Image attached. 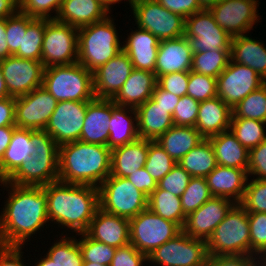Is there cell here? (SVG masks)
<instances>
[{"instance_id": "11a10c76", "label": "cell", "mask_w": 266, "mask_h": 266, "mask_svg": "<svg viewBox=\"0 0 266 266\" xmlns=\"http://www.w3.org/2000/svg\"><path fill=\"white\" fill-rule=\"evenodd\" d=\"M247 174L249 178L253 175L254 179L266 180V139L249 150Z\"/></svg>"}, {"instance_id": "ee69618b", "label": "cell", "mask_w": 266, "mask_h": 266, "mask_svg": "<svg viewBox=\"0 0 266 266\" xmlns=\"http://www.w3.org/2000/svg\"><path fill=\"white\" fill-rule=\"evenodd\" d=\"M177 163L156 142L149 140V150L144 168L158 183Z\"/></svg>"}, {"instance_id": "484cf974", "label": "cell", "mask_w": 266, "mask_h": 266, "mask_svg": "<svg viewBox=\"0 0 266 266\" xmlns=\"http://www.w3.org/2000/svg\"><path fill=\"white\" fill-rule=\"evenodd\" d=\"M232 108L220 97L199 103L195 128L205 138L230 130Z\"/></svg>"}, {"instance_id": "a7ac6f4b", "label": "cell", "mask_w": 266, "mask_h": 266, "mask_svg": "<svg viewBox=\"0 0 266 266\" xmlns=\"http://www.w3.org/2000/svg\"><path fill=\"white\" fill-rule=\"evenodd\" d=\"M7 97H10V96L8 94V90L5 85V80H4L3 73L1 70V66H0V99H4Z\"/></svg>"}, {"instance_id": "ac0fdd59", "label": "cell", "mask_w": 266, "mask_h": 266, "mask_svg": "<svg viewBox=\"0 0 266 266\" xmlns=\"http://www.w3.org/2000/svg\"><path fill=\"white\" fill-rule=\"evenodd\" d=\"M57 102L58 101L42 86L32 90L26 95L16 97V127L44 130L56 108Z\"/></svg>"}, {"instance_id": "d590c367", "label": "cell", "mask_w": 266, "mask_h": 266, "mask_svg": "<svg viewBox=\"0 0 266 266\" xmlns=\"http://www.w3.org/2000/svg\"><path fill=\"white\" fill-rule=\"evenodd\" d=\"M179 164L192 177H206L217 166L216 156L209 139H204L183 156Z\"/></svg>"}, {"instance_id": "7c38bea8", "label": "cell", "mask_w": 266, "mask_h": 266, "mask_svg": "<svg viewBox=\"0 0 266 266\" xmlns=\"http://www.w3.org/2000/svg\"><path fill=\"white\" fill-rule=\"evenodd\" d=\"M78 59V28L46 19L41 61L44 67L69 65Z\"/></svg>"}, {"instance_id": "5b68a950", "label": "cell", "mask_w": 266, "mask_h": 266, "mask_svg": "<svg viewBox=\"0 0 266 266\" xmlns=\"http://www.w3.org/2000/svg\"><path fill=\"white\" fill-rule=\"evenodd\" d=\"M114 19L104 20L78 28V59L92 73L122 51Z\"/></svg>"}, {"instance_id": "753ad0ef", "label": "cell", "mask_w": 266, "mask_h": 266, "mask_svg": "<svg viewBox=\"0 0 266 266\" xmlns=\"http://www.w3.org/2000/svg\"><path fill=\"white\" fill-rule=\"evenodd\" d=\"M83 266H110V265H104L96 262H83Z\"/></svg>"}, {"instance_id": "34e18365", "label": "cell", "mask_w": 266, "mask_h": 266, "mask_svg": "<svg viewBox=\"0 0 266 266\" xmlns=\"http://www.w3.org/2000/svg\"><path fill=\"white\" fill-rule=\"evenodd\" d=\"M259 263H260L262 266H266V253L262 254V255L259 257Z\"/></svg>"}, {"instance_id": "603a6c76", "label": "cell", "mask_w": 266, "mask_h": 266, "mask_svg": "<svg viewBox=\"0 0 266 266\" xmlns=\"http://www.w3.org/2000/svg\"><path fill=\"white\" fill-rule=\"evenodd\" d=\"M111 115L112 99L95 98L87 101V111L79 141L108 146Z\"/></svg>"}, {"instance_id": "ab89813d", "label": "cell", "mask_w": 266, "mask_h": 266, "mask_svg": "<svg viewBox=\"0 0 266 266\" xmlns=\"http://www.w3.org/2000/svg\"><path fill=\"white\" fill-rule=\"evenodd\" d=\"M74 237L59 236V240L57 239L46 252L57 266H83L82 252L77 238Z\"/></svg>"}, {"instance_id": "4fadbf2b", "label": "cell", "mask_w": 266, "mask_h": 266, "mask_svg": "<svg viewBox=\"0 0 266 266\" xmlns=\"http://www.w3.org/2000/svg\"><path fill=\"white\" fill-rule=\"evenodd\" d=\"M184 36L193 54L205 51L230 50L231 37L214 20L208 9L185 19Z\"/></svg>"}, {"instance_id": "cb8c5ba5", "label": "cell", "mask_w": 266, "mask_h": 266, "mask_svg": "<svg viewBox=\"0 0 266 266\" xmlns=\"http://www.w3.org/2000/svg\"><path fill=\"white\" fill-rule=\"evenodd\" d=\"M127 36L125 43L122 42V50L129 56L133 69L155 73L160 40L139 27Z\"/></svg>"}, {"instance_id": "277c9868", "label": "cell", "mask_w": 266, "mask_h": 266, "mask_svg": "<svg viewBox=\"0 0 266 266\" xmlns=\"http://www.w3.org/2000/svg\"><path fill=\"white\" fill-rule=\"evenodd\" d=\"M31 143L36 148L32 160L24 162L6 180L20 186H46L59 180V145L44 130L31 129Z\"/></svg>"}, {"instance_id": "7402d4cb", "label": "cell", "mask_w": 266, "mask_h": 266, "mask_svg": "<svg viewBox=\"0 0 266 266\" xmlns=\"http://www.w3.org/2000/svg\"><path fill=\"white\" fill-rule=\"evenodd\" d=\"M193 52L183 35L174 39L161 40L157 52L155 75L191 71Z\"/></svg>"}, {"instance_id": "f546056e", "label": "cell", "mask_w": 266, "mask_h": 266, "mask_svg": "<svg viewBox=\"0 0 266 266\" xmlns=\"http://www.w3.org/2000/svg\"><path fill=\"white\" fill-rule=\"evenodd\" d=\"M149 150V140L138 138L111 150L110 175L127 178L144 167Z\"/></svg>"}, {"instance_id": "836d02e7", "label": "cell", "mask_w": 266, "mask_h": 266, "mask_svg": "<svg viewBox=\"0 0 266 266\" xmlns=\"http://www.w3.org/2000/svg\"><path fill=\"white\" fill-rule=\"evenodd\" d=\"M208 139L213 147L217 165L248 171L249 151L230 130L211 136Z\"/></svg>"}, {"instance_id": "83f0119b", "label": "cell", "mask_w": 266, "mask_h": 266, "mask_svg": "<svg viewBox=\"0 0 266 266\" xmlns=\"http://www.w3.org/2000/svg\"><path fill=\"white\" fill-rule=\"evenodd\" d=\"M139 138L156 141L174 126L172 115L152 98L136 108Z\"/></svg>"}, {"instance_id": "f907efd6", "label": "cell", "mask_w": 266, "mask_h": 266, "mask_svg": "<svg viewBox=\"0 0 266 266\" xmlns=\"http://www.w3.org/2000/svg\"><path fill=\"white\" fill-rule=\"evenodd\" d=\"M63 0H19V11L33 18L55 19ZM51 13H55L52 16Z\"/></svg>"}, {"instance_id": "d4e9b609", "label": "cell", "mask_w": 266, "mask_h": 266, "mask_svg": "<svg viewBox=\"0 0 266 266\" xmlns=\"http://www.w3.org/2000/svg\"><path fill=\"white\" fill-rule=\"evenodd\" d=\"M206 180L212 196L224 197L235 203H241L249 178L244 169L217 165L206 176Z\"/></svg>"}, {"instance_id": "f1b7e54d", "label": "cell", "mask_w": 266, "mask_h": 266, "mask_svg": "<svg viewBox=\"0 0 266 266\" xmlns=\"http://www.w3.org/2000/svg\"><path fill=\"white\" fill-rule=\"evenodd\" d=\"M157 85L155 73L133 69L120 91L112 99L116 105L137 108L152 97Z\"/></svg>"}, {"instance_id": "94428289", "label": "cell", "mask_w": 266, "mask_h": 266, "mask_svg": "<svg viewBox=\"0 0 266 266\" xmlns=\"http://www.w3.org/2000/svg\"><path fill=\"white\" fill-rule=\"evenodd\" d=\"M23 253L22 247L0 245V266H27L23 263Z\"/></svg>"}, {"instance_id": "1f68e13d", "label": "cell", "mask_w": 266, "mask_h": 266, "mask_svg": "<svg viewBox=\"0 0 266 266\" xmlns=\"http://www.w3.org/2000/svg\"><path fill=\"white\" fill-rule=\"evenodd\" d=\"M230 60L252 68L266 80V47L247 34L231 38Z\"/></svg>"}, {"instance_id": "89a4df30", "label": "cell", "mask_w": 266, "mask_h": 266, "mask_svg": "<svg viewBox=\"0 0 266 266\" xmlns=\"http://www.w3.org/2000/svg\"><path fill=\"white\" fill-rule=\"evenodd\" d=\"M35 266H57L55 262L44 254L43 258L40 257V260L35 263Z\"/></svg>"}, {"instance_id": "7dc6e473", "label": "cell", "mask_w": 266, "mask_h": 266, "mask_svg": "<svg viewBox=\"0 0 266 266\" xmlns=\"http://www.w3.org/2000/svg\"><path fill=\"white\" fill-rule=\"evenodd\" d=\"M240 204L247 213H266V180H247L245 195Z\"/></svg>"}, {"instance_id": "4dcf8cb0", "label": "cell", "mask_w": 266, "mask_h": 266, "mask_svg": "<svg viewBox=\"0 0 266 266\" xmlns=\"http://www.w3.org/2000/svg\"><path fill=\"white\" fill-rule=\"evenodd\" d=\"M36 148L31 143V129L16 127L0 161V182L6 181L24 162H30Z\"/></svg>"}, {"instance_id": "5bb4252c", "label": "cell", "mask_w": 266, "mask_h": 266, "mask_svg": "<svg viewBox=\"0 0 266 266\" xmlns=\"http://www.w3.org/2000/svg\"><path fill=\"white\" fill-rule=\"evenodd\" d=\"M266 80L252 68L229 61L217 77V96L233 108L249 93L259 89Z\"/></svg>"}, {"instance_id": "74e56055", "label": "cell", "mask_w": 266, "mask_h": 266, "mask_svg": "<svg viewBox=\"0 0 266 266\" xmlns=\"http://www.w3.org/2000/svg\"><path fill=\"white\" fill-rule=\"evenodd\" d=\"M45 27L46 18H33L28 15V27L26 32H23L22 51H17L14 55L41 61Z\"/></svg>"}, {"instance_id": "b9f144b4", "label": "cell", "mask_w": 266, "mask_h": 266, "mask_svg": "<svg viewBox=\"0 0 266 266\" xmlns=\"http://www.w3.org/2000/svg\"><path fill=\"white\" fill-rule=\"evenodd\" d=\"M231 118H247L266 122V83L249 93L232 108Z\"/></svg>"}, {"instance_id": "e7e4bbea", "label": "cell", "mask_w": 266, "mask_h": 266, "mask_svg": "<svg viewBox=\"0 0 266 266\" xmlns=\"http://www.w3.org/2000/svg\"><path fill=\"white\" fill-rule=\"evenodd\" d=\"M16 126H3L0 127V161L4 155L5 150L8 148L12 134Z\"/></svg>"}, {"instance_id": "e0dca14e", "label": "cell", "mask_w": 266, "mask_h": 266, "mask_svg": "<svg viewBox=\"0 0 266 266\" xmlns=\"http://www.w3.org/2000/svg\"><path fill=\"white\" fill-rule=\"evenodd\" d=\"M87 111V101L57 102L46 131L60 146L68 142L80 140L81 130Z\"/></svg>"}, {"instance_id": "681fc988", "label": "cell", "mask_w": 266, "mask_h": 266, "mask_svg": "<svg viewBox=\"0 0 266 266\" xmlns=\"http://www.w3.org/2000/svg\"><path fill=\"white\" fill-rule=\"evenodd\" d=\"M27 27L28 15L19 10L6 18V40L11 55L22 51L23 32H26Z\"/></svg>"}, {"instance_id": "8fae6325", "label": "cell", "mask_w": 266, "mask_h": 266, "mask_svg": "<svg viewBox=\"0 0 266 266\" xmlns=\"http://www.w3.org/2000/svg\"><path fill=\"white\" fill-rule=\"evenodd\" d=\"M207 241L183 231L151 252L147 259L156 266H207Z\"/></svg>"}, {"instance_id": "816d5d0a", "label": "cell", "mask_w": 266, "mask_h": 266, "mask_svg": "<svg viewBox=\"0 0 266 266\" xmlns=\"http://www.w3.org/2000/svg\"><path fill=\"white\" fill-rule=\"evenodd\" d=\"M199 103L191 96L180 97L172 115L174 125L195 127L198 117Z\"/></svg>"}, {"instance_id": "bcb514c9", "label": "cell", "mask_w": 266, "mask_h": 266, "mask_svg": "<svg viewBox=\"0 0 266 266\" xmlns=\"http://www.w3.org/2000/svg\"><path fill=\"white\" fill-rule=\"evenodd\" d=\"M187 95L198 102L217 97V78L189 71Z\"/></svg>"}, {"instance_id": "8992f818", "label": "cell", "mask_w": 266, "mask_h": 266, "mask_svg": "<svg viewBox=\"0 0 266 266\" xmlns=\"http://www.w3.org/2000/svg\"><path fill=\"white\" fill-rule=\"evenodd\" d=\"M42 87L58 102L95 99L93 73L78 62L46 67Z\"/></svg>"}, {"instance_id": "6125c7cd", "label": "cell", "mask_w": 266, "mask_h": 266, "mask_svg": "<svg viewBox=\"0 0 266 266\" xmlns=\"http://www.w3.org/2000/svg\"><path fill=\"white\" fill-rule=\"evenodd\" d=\"M151 98L158 105L167 109V112H169L171 115H173L174 109L180 100L179 96L163 90L158 84L155 86Z\"/></svg>"}, {"instance_id": "2644e50d", "label": "cell", "mask_w": 266, "mask_h": 266, "mask_svg": "<svg viewBox=\"0 0 266 266\" xmlns=\"http://www.w3.org/2000/svg\"><path fill=\"white\" fill-rule=\"evenodd\" d=\"M221 0H199L202 9H209L214 5H217Z\"/></svg>"}, {"instance_id": "7a4b0ae2", "label": "cell", "mask_w": 266, "mask_h": 266, "mask_svg": "<svg viewBox=\"0 0 266 266\" xmlns=\"http://www.w3.org/2000/svg\"><path fill=\"white\" fill-rule=\"evenodd\" d=\"M49 223L59 224L77 234L85 233L100 208L99 189L92 185L62 181L44 186ZM64 226V227H63Z\"/></svg>"}, {"instance_id": "91938a15", "label": "cell", "mask_w": 266, "mask_h": 266, "mask_svg": "<svg viewBox=\"0 0 266 266\" xmlns=\"http://www.w3.org/2000/svg\"><path fill=\"white\" fill-rule=\"evenodd\" d=\"M127 179L147 197L157 189L158 183L150 176L144 167L130 174Z\"/></svg>"}, {"instance_id": "d6986e66", "label": "cell", "mask_w": 266, "mask_h": 266, "mask_svg": "<svg viewBox=\"0 0 266 266\" xmlns=\"http://www.w3.org/2000/svg\"><path fill=\"white\" fill-rule=\"evenodd\" d=\"M235 204L230 199L212 196L200 208L186 216L182 231L192 238L207 241Z\"/></svg>"}, {"instance_id": "e575fe53", "label": "cell", "mask_w": 266, "mask_h": 266, "mask_svg": "<svg viewBox=\"0 0 266 266\" xmlns=\"http://www.w3.org/2000/svg\"><path fill=\"white\" fill-rule=\"evenodd\" d=\"M204 139L195 127L174 125L161 135L156 142L178 163L183 156Z\"/></svg>"}, {"instance_id": "f6af8a7d", "label": "cell", "mask_w": 266, "mask_h": 266, "mask_svg": "<svg viewBox=\"0 0 266 266\" xmlns=\"http://www.w3.org/2000/svg\"><path fill=\"white\" fill-rule=\"evenodd\" d=\"M77 239L84 262H96L110 265L115 255L116 248L90 238L86 233H80ZM81 239V240H80Z\"/></svg>"}, {"instance_id": "52a82bcc", "label": "cell", "mask_w": 266, "mask_h": 266, "mask_svg": "<svg viewBox=\"0 0 266 266\" xmlns=\"http://www.w3.org/2000/svg\"><path fill=\"white\" fill-rule=\"evenodd\" d=\"M208 256L250 255L248 213L236 203L207 240Z\"/></svg>"}, {"instance_id": "680465c9", "label": "cell", "mask_w": 266, "mask_h": 266, "mask_svg": "<svg viewBox=\"0 0 266 266\" xmlns=\"http://www.w3.org/2000/svg\"><path fill=\"white\" fill-rule=\"evenodd\" d=\"M167 10L180 15L184 19L188 16L202 11L199 0H156Z\"/></svg>"}, {"instance_id": "30bf717a", "label": "cell", "mask_w": 266, "mask_h": 266, "mask_svg": "<svg viewBox=\"0 0 266 266\" xmlns=\"http://www.w3.org/2000/svg\"><path fill=\"white\" fill-rule=\"evenodd\" d=\"M135 24L160 41L184 35L185 19L160 5L156 0H128Z\"/></svg>"}, {"instance_id": "f5cc1de1", "label": "cell", "mask_w": 266, "mask_h": 266, "mask_svg": "<svg viewBox=\"0 0 266 266\" xmlns=\"http://www.w3.org/2000/svg\"><path fill=\"white\" fill-rule=\"evenodd\" d=\"M192 176L187 173L179 164H176L157 184L160 189L180 197Z\"/></svg>"}, {"instance_id": "9c48e42d", "label": "cell", "mask_w": 266, "mask_h": 266, "mask_svg": "<svg viewBox=\"0 0 266 266\" xmlns=\"http://www.w3.org/2000/svg\"><path fill=\"white\" fill-rule=\"evenodd\" d=\"M181 232L178 224L158 216L149 208L129 219L130 244L146 256Z\"/></svg>"}, {"instance_id": "9a60e30c", "label": "cell", "mask_w": 266, "mask_h": 266, "mask_svg": "<svg viewBox=\"0 0 266 266\" xmlns=\"http://www.w3.org/2000/svg\"><path fill=\"white\" fill-rule=\"evenodd\" d=\"M259 0H221L208 10L216 23L225 30L230 37L249 33L257 22Z\"/></svg>"}, {"instance_id": "ba28073f", "label": "cell", "mask_w": 266, "mask_h": 266, "mask_svg": "<svg viewBox=\"0 0 266 266\" xmlns=\"http://www.w3.org/2000/svg\"><path fill=\"white\" fill-rule=\"evenodd\" d=\"M100 208L127 219L148 208V197L127 178L109 175L98 187Z\"/></svg>"}, {"instance_id": "7bdbcfd3", "label": "cell", "mask_w": 266, "mask_h": 266, "mask_svg": "<svg viewBox=\"0 0 266 266\" xmlns=\"http://www.w3.org/2000/svg\"><path fill=\"white\" fill-rule=\"evenodd\" d=\"M212 197L206 177H192L187 188L180 196L181 206L187 216L200 208Z\"/></svg>"}, {"instance_id": "be15d7a7", "label": "cell", "mask_w": 266, "mask_h": 266, "mask_svg": "<svg viewBox=\"0 0 266 266\" xmlns=\"http://www.w3.org/2000/svg\"><path fill=\"white\" fill-rule=\"evenodd\" d=\"M15 97L0 99V127L16 126L15 124Z\"/></svg>"}, {"instance_id": "9f6ffc18", "label": "cell", "mask_w": 266, "mask_h": 266, "mask_svg": "<svg viewBox=\"0 0 266 266\" xmlns=\"http://www.w3.org/2000/svg\"><path fill=\"white\" fill-rule=\"evenodd\" d=\"M148 261L144 253L139 252L132 244L116 248L110 266H143Z\"/></svg>"}, {"instance_id": "ffe728a7", "label": "cell", "mask_w": 266, "mask_h": 266, "mask_svg": "<svg viewBox=\"0 0 266 266\" xmlns=\"http://www.w3.org/2000/svg\"><path fill=\"white\" fill-rule=\"evenodd\" d=\"M132 70V62L123 50L100 66L93 72L95 98L113 99Z\"/></svg>"}, {"instance_id": "db71d44e", "label": "cell", "mask_w": 266, "mask_h": 266, "mask_svg": "<svg viewBox=\"0 0 266 266\" xmlns=\"http://www.w3.org/2000/svg\"><path fill=\"white\" fill-rule=\"evenodd\" d=\"M189 72H174L159 76L157 84L165 91L179 97L187 95Z\"/></svg>"}, {"instance_id": "4316f807", "label": "cell", "mask_w": 266, "mask_h": 266, "mask_svg": "<svg viewBox=\"0 0 266 266\" xmlns=\"http://www.w3.org/2000/svg\"><path fill=\"white\" fill-rule=\"evenodd\" d=\"M109 14L98 0H63L55 20L80 28L104 20Z\"/></svg>"}, {"instance_id": "60d3db41", "label": "cell", "mask_w": 266, "mask_h": 266, "mask_svg": "<svg viewBox=\"0 0 266 266\" xmlns=\"http://www.w3.org/2000/svg\"><path fill=\"white\" fill-rule=\"evenodd\" d=\"M230 61V50L205 51L193 54L191 71L217 78Z\"/></svg>"}, {"instance_id": "c3c4849f", "label": "cell", "mask_w": 266, "mask_h": 266, "mask_svg": "<svg viewBox=\"0 0 266 266\" xmlns=\"http://www.w3.org/2000/svg\"><path fill=\"white\" fill-rule=\"evenodd\" d=\"M250 255L260 257L266 253V213H248Z\"/></svg>"}, {"instance_id": "3957f363", "label": "cell", "mask_w": 266, "mask_h": 266, "mask_svg": "<svg viewBox=\"0 0 266 266\" xmlns=\"http://www.w3.org/2000/svg\"><path fill=\"white\" fill-rule=\"evenodd\" d=\"M111 149L74 141L59 146V181L99 187L110 175Z\"/></svg>"}, {"instance_id": "d6a6232c", "label": "cell", "mask_w": 266, "mask_h": 266, "mask_svg": "<svg viewBox=\"0 0 266 266\" xmlns=\"http://www.w3.org/2000/svg\"><path fill=\"white\" fill-rule=\"evenodd\" d=\"M108 131V147L111 150L137 140L139 136L136 109L116 105L112 100V115Z\"/></svg>"}, {"instance_id": "f35d334b", "label": "cell", "mask_w": 266, "mask_h": 266, "mask_svg": "<svg viewBox=\"0 0 266 266\" xmlns=\"http://www.w3.org/2000/svg\"><path fill=\"white\" fill-rule=\"evenodd\" d=\"M266 122L247 118H231L230 131L249 151L266 139Z\"/></svg>"}, {"instance_id": "003e7915", "label": "cell", "mask_w": 266, "mask_h": 266, "mask_svg": "<svg viewBox=\"0 0 266 266\" xmlns=\"http://www.w3.org/2000/svg\"><path fill=\"white\" fill-rule=\"evenodd\" d=\"M6 35V18L0 19V60L10 57Z\"/></svg>"}, {"instance_id": "8c879c8a", "label": "cell", "mask_w": 266, "mask_h": 266, "mask_svg": "<svg viewBox=\"0 0 266 266\" xmlns=\"http://www.w3.org/2000/svg\"><path fill=\"white\" fill-rule=\"evenodd\" d=\"M105 8L111 12V6L115 3H119L122 0H98ZM125 1V0H124ZM127 1V0H126Z\"/></svg>"}, {"instance_id": "03108f58", "label": "cell", "mask_w": 266, "mask_h": 266, "mask_svg": "<svg viewBox=\"0 0 266 266\" xmlns=\"http://www.w3.org/2000/svg\"><path fill=\"white\" fill-rule=\"evenodd\" d=\"M19 10V0H0V19L8 18Z\"/></svg>"}, {"instance_id": "6da1fadb", "label": "cell", "mask_w": 266, "mask_h": 266, "mask_svg": "<svg viewBox=\"0 0 266 266\" xmlns=\"http://www.w3.org/2000/svg\"><path fill=\"white\" fill-rule=\"evenodd\" d=\"M0 186L9 191L0 213V245L24 248L31 236L44 226L48 228L44 186H20L6 181L0 182Z\"/></svg>"}, {"instance_id": "8d00e7d4", "label": "cell", "mask_w": 266, "mask_h": 266, "mask_svg": "<svg viewBox=\"0 0 266 266\" xmlns=\"http://www.w3.org/2000/svg\"><path fill=\"white\" fill-rule=\"evenodd\" d=\"M148 208L158 216L173 221L183 228L186 215L182 210L180 197L157 186L148 197Z\"/></svg>"}, {"instance_id": "6f0895ef", "label": "cell", "mask_w": 266, "mask_h": 266, "mask_svg": "<svg viewBox=\"0 0 266 266\" xmlns=\"http://www.w3.org/2000/svg\"><path fill=\"white\" fill-rule=\"evenodd\" d=\"M259 257L254 255L209 256L207 266H256Z\"/></svg>"}, {"instance_id": "44dd1931", "label": "cell", "mask_w": 266, "mask_h": 266, "mask_svg": "<svg viewBox=\"0 0 266 266\" xmlns=\"http://www.w3.org/2000/svg\"><path fill=\"white\" fill-rule=\"evenodd\" d=\"M95 241L120 248L130 244L129 219L99 208L85 232Z\"/></svg>"}, {"instance_id": "2e32d148", "label": "cell", "mask_w": 266, "mask_h": 266, "mask_svg": "<svg viewBox=\"0 0 266 266\" xmlns=\"http://www.w3.org/2000/svg\"><path fill=\"white\" fill-rule=\"evenodd\" d=\"M5 85L10 97H20L42 86L45 67L42 61L11 55L0 60Z\"/></svg>"}]
</instances>
